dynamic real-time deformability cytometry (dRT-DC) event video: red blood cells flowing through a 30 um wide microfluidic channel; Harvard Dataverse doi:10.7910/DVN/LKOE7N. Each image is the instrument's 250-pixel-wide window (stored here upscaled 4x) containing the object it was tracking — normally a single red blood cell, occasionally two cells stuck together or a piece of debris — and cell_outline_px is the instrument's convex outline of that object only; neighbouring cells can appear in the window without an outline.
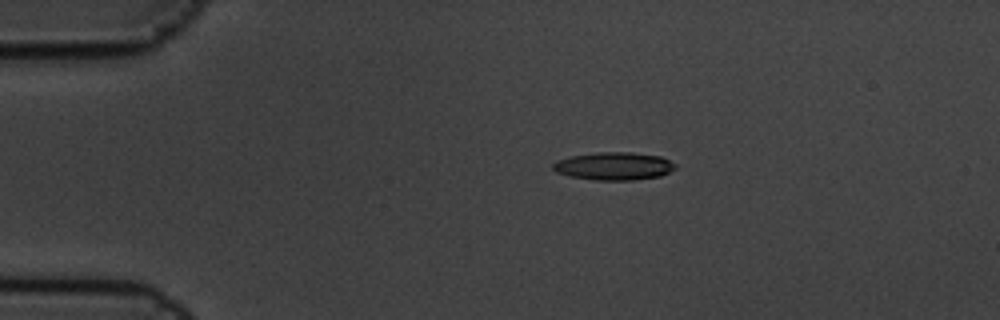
{"species": "common noctule bat (a hibernating species)", "species_latin": "Nyctalus noctula", "temperature_condition": "cold", "stored_images_in_passage": 7, "camera_frame_rate_fps": 3000, "um_per_image_px": 0.085, "animal": {"sex": "male", "body_mass_g": 19.5, "forearm_length_mm": 54.6}, "frame": {"image": 1, "passage_image": 4, "time_ms": 1.0, "image_size_px": [1000, 320], "cell_outline_px": [[676, 168], [660, 176], [632, 180], [596, 180], [572, 176], [556, 172], [552, 168], [552, 164], [556, 160], [568, 156], [596, 152], [632, 152], [660, 156], [676, 164]], "centroid_in_image_um": [52.16, 14.11], "position_along_channel_um": 32.8, "area_um2": 19.88}}
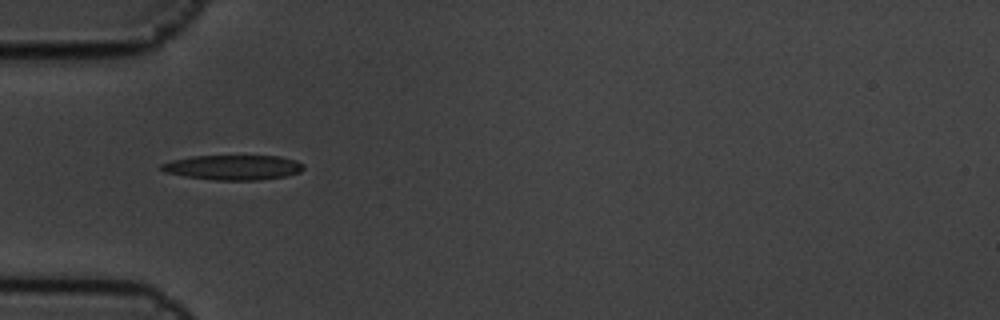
{"frame": {"image": 2, "passage_image": 6, "time_ms": 1.667, "image_size_px": [1000, 320], "cell_outline_px": [[304, 168], [300, 172], [284, 176], [256, 180], [216, 180], [184, 176], [164, 172], [160, 168], [160, 164], [172, 160], [192, 156], [280, 156], [296, 160], [304, 164]], "centroid_in_image_um": [19.81, 14.22], "position_along_channel_um": 65.2, "area_um2": 20.58}}
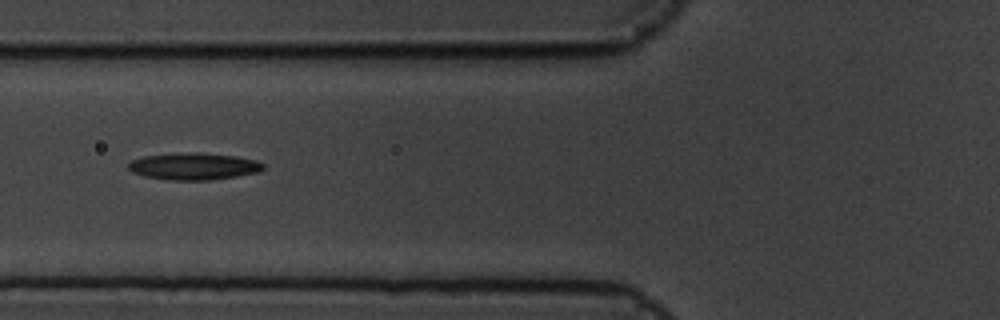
{"frame": {"image": 3, "passage_image": 7, "time_ms": 2.0, "image_size_px": [1000, 320], "cell_outline_px": [[264, 168], [260, 172], [236, 176], [208, 180], [168, 180], [144, 176], [132, 172], [128, 168], [128, 164], [132, 160], [144, 156], [180, 152], [200, 152], [236, 156], [256, 160], [264, 164]], "centroid_in_image_um": [16.47, 14.13], "position_along_channel_um": 109.3, "area_um2": 21.33}}